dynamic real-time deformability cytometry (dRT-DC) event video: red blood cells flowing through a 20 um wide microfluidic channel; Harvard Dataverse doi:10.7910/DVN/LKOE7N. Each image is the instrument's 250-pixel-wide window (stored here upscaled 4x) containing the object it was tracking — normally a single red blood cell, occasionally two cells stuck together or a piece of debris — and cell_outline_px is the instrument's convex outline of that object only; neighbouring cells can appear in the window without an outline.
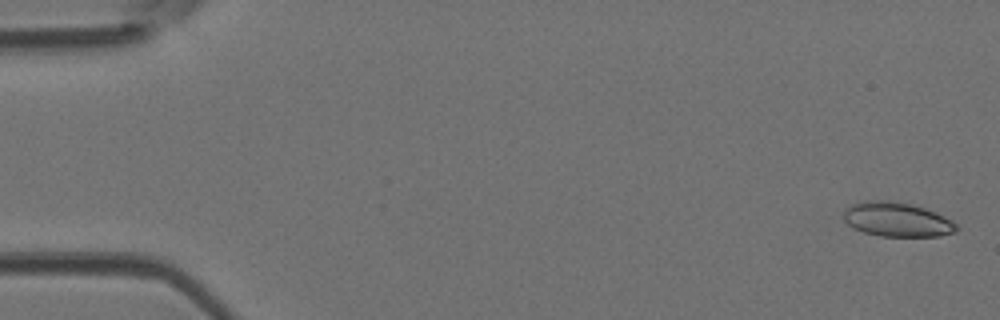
{"species": "Egyptian fruit bat (a non-hibernating species)", "species_latin": "Rousettus aegyptiacus", "temperature_condition": "room temperature", "stored_images_in_passage": 43, "camera_frame_rate_fps": 3000, "um_per_image_px": 0.085, "animal": {"sex": "female"}, "frame": {"image": 1, "passage_image": 1, "time_ms": 0.0, "image_size_px": [1000, 320], "cell_outline_px": [[960, 228], [956, 232], [940, 236], [880, 236], [864, 232], [852, 228], [844, 220], [844, 208], [852, 204], [864, 200], [888, 200], [912, 204], [936, 212], [952, 220]], "centroid_in_image_um": [76.25, 18.65], "position_along_channel_um": 8.8, "area_um2": 22.83}}
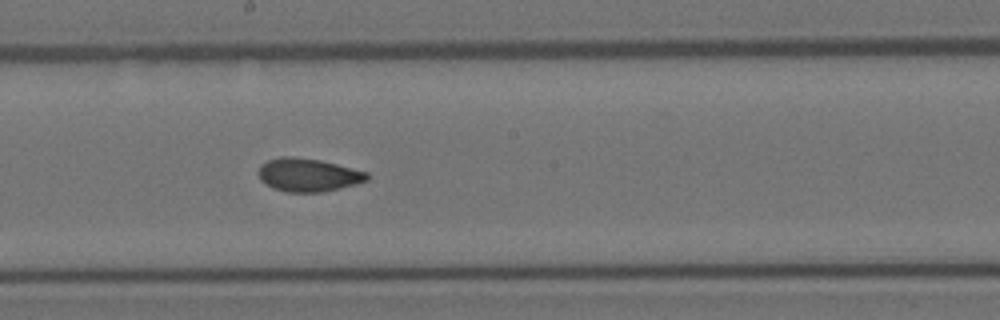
{"frame": {"image": 2, "passage_image": 26, "time_ms": 8.333, "image_size_px": [1000, 320], "cell_outline_px": [[372, 176], [368, 180], [356, 184], [340, 188], [320, 192], [288, 192], [272, 188], [260, 180], [256, 172], [260, 164], [268, 160], [280, 156], [292, 156], [320, 160], [368, 172]], "centroid_in_image_um": [26.17, 14.86], "position_along_channel_um": 222.0, "area_um2": 21.27}}
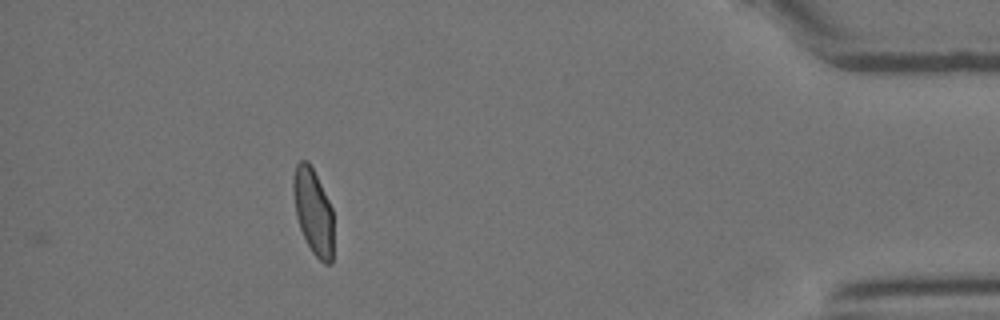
{"frame": {"image": 3, "passage_image": 43, "time_ms": 14.0, "image_size_px": [1000, 320], "cell_outline_px": [[332, 264], [324, 264], [312, 252], [300, 228], [296, 216], [292, 188], [292, 180], [296, 164], [300, 160], [308, 160], [332, 208]], "centroid_in_image_um": [26.6, 17.97], "position_along_channel_um": 408.6, "area_um2": 19.88}, "authors_computed_cell_mechanics": {"area_um2": 21.2704, "velocity_mm_per_s": 4.2392, "shape_relaxation_time_tau1_ms": null, "shape_relaxation_time_tau2_ms": 1.0405, "deformation_change_tau1": null, "deformation_change_tau2": 0.0559}}